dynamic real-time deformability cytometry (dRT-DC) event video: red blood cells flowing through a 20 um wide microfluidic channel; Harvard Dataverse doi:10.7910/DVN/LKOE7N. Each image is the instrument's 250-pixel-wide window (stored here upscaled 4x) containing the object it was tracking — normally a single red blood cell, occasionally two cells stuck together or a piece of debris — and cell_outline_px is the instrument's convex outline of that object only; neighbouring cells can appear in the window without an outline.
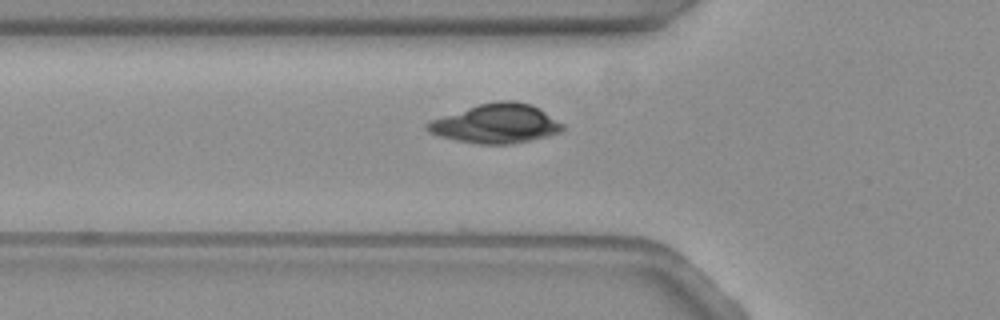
{"species": "common noctule bat (a hibernating species)", "species_latin": "Nyctalus noctula", "temperature_condition": "warm", "stored_images_in_passage": 5, "camera_frame_rate_fps": 3000, "um_per_image_px": 0.085, "animal": {"sex": "female", "body_mass_g": 19.3, "forearm_length_mm": 54.1}, "frame": {"image": 1, "passage_image": 2, "time_ms": 0.333, "image_size_px": [1000, 320], "cell_outline_px": [[564, 128], [560, 132], [528, 140], [508, 144], [480, 144], [456, 140], [440, 136], [428, 132], [424, 128], [424, 124], [432, 120], [480, 104], [500, 100], [512, 100], [532, 104], [540, 108], [564, 124]], "centroid_in_image_um": [42.17, 10.5], "position_along_channel_um": 83.6, "area_um2": 30.52}}